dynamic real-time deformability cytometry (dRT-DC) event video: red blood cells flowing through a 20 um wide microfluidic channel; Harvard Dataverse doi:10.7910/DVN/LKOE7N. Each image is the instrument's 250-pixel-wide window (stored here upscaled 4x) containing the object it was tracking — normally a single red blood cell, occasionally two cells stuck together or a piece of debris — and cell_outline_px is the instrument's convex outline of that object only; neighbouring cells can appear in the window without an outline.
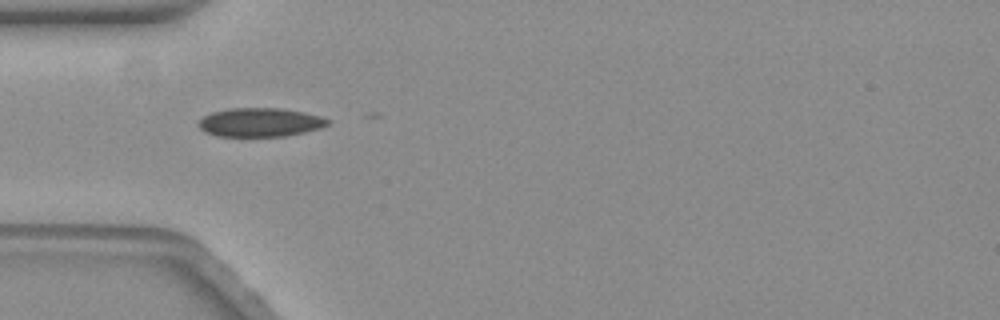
{"species": "common noctule bat (a hibernating species)", "species_latin": "Nyctalus noctula", "temperature_condition": "warm", "stored_images_in_passage": 11, "camera_frame_rate_fps": 3000, "um_per_image_px": 0.085, "animal": {"sex": "female", "body_mass_g": 19.3, "forearm_length_mm": 54.1}, "frame": {"image": 1, "passage_image": 1, "time_ms": 0.0, "image_size_px": [1000, 320], "cell_outline_px": [[328, 124], [320, 128], [304, 132], [284, 136], [216, 136], [204, 132], [196, 124], [204, 116], [212, 112], [232, 108], [280, 108], [304, 112], [320, 116], [328, 120]], "centroid_in_image_um": [22.07, 10.4], "position_along_channel_um": 62.9, "area_um2": 21.56}}
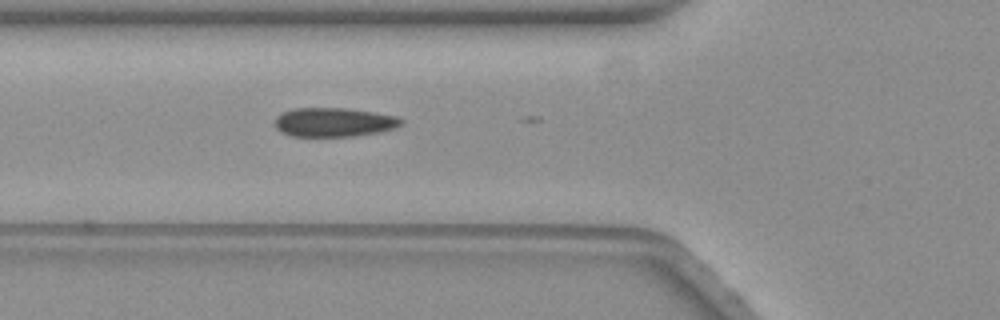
{"frame": {"image": 2, "passage_image": 4, "time_ms": 1.0, "image_size_px": [1000, 320], "cell_outline_px": [[404, 124], [396, 128], [380, 132], [356, 136], [292, 136], [280, 132], [276, 128], [276, 116], [292, 108], [348, 108], [396, 116], [404, 120]], "centroid_in_image_um": [28.42, 10.39], "position_along_channel_um": 97.4, "area_um2": 21.5}}